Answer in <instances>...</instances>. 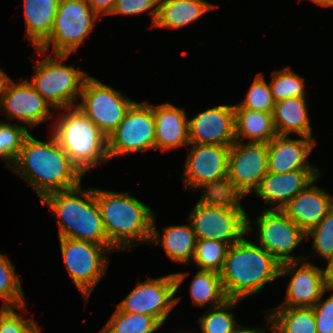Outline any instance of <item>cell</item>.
<instances>
[{"label":"cell","instance_id":"obj_20","mask_svg":"<svg viewBox=\"0 0 333 333\" xmlns=\"http://www.w3.org/2000/svg\"><path fill=\"white\" fill-rule=\"evenodd\" d=\"M320 175L281 210L305 233L317 226L333 206V197L314 185Z\"/></svg>","mask_w":333,"mask_h":333},{"label":"cell","instance_id":"obj_34","mask_svg":"<svg viewBox=\"0 0 333 333\" xmlns=\"http://www.w3.org/2000/svg\"><path fill=\"white\" fill-rule=\"evenodd\" d=\"M14 124L0 121V159L5 161L9 169L15 164L23 142L30 134L23 123Z\"/></svg>","mask_w":333,"mask_h":333},{"label":"cell","instance_id":"obj_4","mask_svg":"<svg viewBox=\"0 0 333 333\" xmlns=\"http://www.w3.org/2000/svg\"><path fill=\"white\" fill-rule=\"evenodd\" d=\"M41 202L56 215L58 238L90 241L118 251L107 239L100 216L95 188L83 190L82 186L45 195Z\"/></svg>","mask_w":333,"mask_h":333},{"label":"cell","instance_id":"obj_27","mask_svg":"<svg viewBox=\"0 0 333 333\" xmlns=\"http://www.w3.org/2000/svg\"><path fill=\"white\" fill-rule=\"evenodd\" d=\"M236 141L268 144L276 135L272 113L249 110L234 105Z\"/></svg>","mask_w":333,"mask_h":333},{"label":"cell","instance_id":"obj_38","mask_svg":"<svg viewBox=\"0 0 333 333\" xmlns=\"http://www.w3.org/2000/svg\"><path fill=\"white\" fill-rule=\"evenodd\" d=\"M41 328L32 318L26 320L18 314L14 307H1L0 333H41Z\"/></svg>","mask_w":333,"mask_h":333},{"label":"cell","instance_id":"obj_10","mask_svg":"<svg viewBox=\"0 0 333 333\" xmlns=\"http://www.w3.org/2000/svg\"><path fill=\"white\" fill-rule=\"evenodd\" d=\"M59 242L70 278L88 303L94 288L106 276L109 262L107 255L112 252L107 247L90 241L59 238Z\"/></svg>","mask_w":333,"mask_h":333},{"label":"cell","instance_id":"obj_29","mask_svg":"<svg viewBox=\"0 0 333 333\" xmlns=\"http://www.w3.org/2000/svg\"><path fill=\"white\" fill-rule=\"evenodd\" d=\"M190 294L194 305L199 307L210 303L209 308H214L228 299L220 274L207 270H198L190 283Z\"/></svg>","mask_w":333,"mask_h":333},{"label":"cell","instance_id":"obj_5","mask_svg":"<svg viewBox=\"0 0 333 333\" xmlns=\"http://www.w3.org/2000/svg\"><path fill=\"white\" fill-rule=\"evenodd\" d=\"M240 199L226 195L200 196L188 216L196 239H214L231 245L248 235L253 223Z\"/></svg>","mask_w":333,"mask_h":333},{"label":"cell","instance_id":"obj_9","mask_svg":"<svg viewBox=\"0 0 333 333\" xmlns=\"http://www.w3.org/2000/svg\"><path fill=\"white\" fill-rule=\"evenodd\" d=\"M183 173L185 190L205 189L202 195H226L228 155L231 145L190 143ZM192 145V146H191Z\"/></svg>","mask_w":333,"mask_h":333},{"label":"cell","instance_id":"obj_23","mask_svg":"<svg viewBox=\"0 0 333 333\" xmlns=\"http://www.w3.org/2000/svg\"><path fill=\"white\" fill-rule=\"evenodd\" d=\"M155 220L153 217L150 242L161 245L173 262L190 263L194 257L197 241L191 223L164 227L161 236L156 228Z\"/></svg>","mask_w":333,"mask_h":333},{"label":"cell","instance_id":"obj_7","mask_svg":"<svg viewBox=\"0 0 333 333\" xmlns=\"http://www.w3.org/2000/svg\"><path fill=\"white\" fill-rule=\"evenodd\" d=\"M35 61L32 81L28 82L55 110L74 107L80 97L86 72L63 63L70 54H53ZM79 95V96H78Z\"/></svg>","mask_w":333,"mask_h":333},{"label":"cell","instance_id":"obj_1","mask_svg":"<svg viewBox=\"0 0 333 333\" xmlns=\"http://www.w3.org/2000/svg\"><path fill=\"white\" fill-rule=\"evenodd\" d=\"M12 170L34 189L40 199L51 192L78 187L84 175L52 134L48 142L29 134Z\"/></svg>","mask_w":333,"mask_h":333},{"label":"cell","instance_id":"obj_43","mask_svg":"<svg viewBox=\"0 0 333 333\" xmlns=\"http://www.w3.org/2000/svg\"><path fill=\"white\" fill-rule=\"evenodd\" d=\"M267 318V324L270 325L267 329L268 331H270L272 333V322L271 319L267 313L266 315ZM234 333H266V328L264 329H258L256 328H250L249 326L246 328L245 326H241V324L236 328V330L234 331Z\"/></svg>","mask_w":333,"mask_h":333},{"label":"cell","instance_id":"obj_44","mask_svg":"<svg viewBox=\"0 0 333 333\" xmlns=\"http://www.w3.org/2000/svg\"><path fill=\"white\" fill-rule=\"evenodd\" d=\"M10 76L6 74L1 68H0V101L1 98L5 92V88L7 86L8 81L10 80Z\"/></svg>","mask_w":333,"mask_h":333},{"label":"cell","instance_id":"obj_33","mask_svg":"<svg viewBox=\"0 0 333 333\" xmlns=\"http://www.w3.org/2000/svg\"><path fill=\"white\" fill-rule=\"evenodd\" d=\"M229 246L228 243L214 239H197L192 262H195L200 270L220 274Z\"/></svg>","mask_w":333,"mask_h":333},{"label":"cell","instance_id":"obj_15","mask_svg":"<svg viewBox=\"0 0 333 333\" xmlns=\"http://www.w3.org/2000/svg\"><path fill=\"white\" fill-rule=\"evenodd\" d=\"M258 245L279 263L306 259L294 256L292 251L306 238V233L282 210L266 209L256 217Z\"/></svg>","mask_w":333,"mask_h":333},{"label":"cell","instance_id":"obj_13","mask_svg":"<svg viewBox=\"0 0 333 333\" xmlns=\"http://www.w3.org/2000/svg\"><path fill=\"white\" fill-rule=\"evenodd\" d=\"M155 149V119L148 101L135 102L118 127L107 136L109 159Z\"/></svg>","mask_w":333,"mask_h":333},{"label":"cell","instance_id":"obj_17","mask_svg":"<svg viewBox=\"0 0 333 333\" xmlns=\"http://www.w3.org/2000/svg\"><path fill=\"white\" fill-rule=\"evenodd\" d=\"M0 110L8 119L23 121L26 127L34 126L52 118L50 104L32 87L28 79L21 83L10 79L0 101Z\"/></svg>","mask_w":333,"mask_h":333},{"label":"cell","instance_id":"obj_26","mask_svg":"<svg viewBox=\"0 0 333 333\" xmlns=\"http://www.w3.org/2000/svg\"><path fill=\"white\" fill-rule=\"evenodd\" d=\"M26 38L37 48L51 33L60 0H23Z\"/></svg>","mask_w":333,"mask_h":333},{"label":"cell","instance_id":"obj_3","mask_svg":"<svg viewBox=\"0 0 333 333\" xmlns=\"http://www.w3.org/2000/svg\"><path fill=\"white\" fill-rule=\"evenodd\" d=\"M95 196L107 239L118 251L139 242L150 244L155 213L151 207L126 192L95 188Z\"/></svg>","mask_w":333,"mask_h":333},{"label":"cell","instance_id":"obj_25","mask_svg":"<svg viewBox=\"0 0 333 333\" xmlns=\"http://www.w3.org/2000/svg\"><path fill=\"white\" fill-rule=\"evenodd\" d=\"M216 7L219 6L206 0H159L157 18L153 27L179 29Z\"/></svg>","mask_w":333,"mask_h":333},{"label":"cell","instance_id":"obj_22","mask_svg":"<svg viewBox=\"0 0 333 333\" xmlns=\"http://www.w3.org/2000/svg\"><path fill=\"white\" fill-rule=\"evenodd\" d=\"M155 119V149L166 151L189 145L188 119L181 108L173 104L152 105Z\"/></svg>","mask_w":333,"mask_h":333},{"label":"cell","instance_id":"obj_35","mask_svg":"<svg viewBox=\"0 0 333 333\" xmlns=\"http://www.w3.org/2000/svg\"><path fill=\"white\" fill-rule=\"evenodd\" d=\"M271 93L275 102L291 97L306 96L303 77L296 74L290 67H282L273 71L270 82Z\"/></svg>","mask_w":333,"mask_h":333},{"label":"cell","instance_id":"obj_2","mask_svg":"<svg viewBox=\"0 0 333 333\" xmlns=\"http://www.w3.org/2000/svg\"><path fill=\"white\" fill-rule=\"evenodd\" d=\"M280 265L271 254L245 236L228 248L220 273L228 299L244 300L279 278Z\"/></svg>","mask_w":333,"mask_h":333},{"label":"cell","instance_id":"obj_6","mask_svg":"<svg viewBox=\"0 0 333 333\" xmlns=\"http://www.w3.org/2000/svg\"><path fill=\"white\" fill-rule=\"evenodd\" d=\"M64 110L51 133L70 160L83 174L108 162L107 136L78 107Z\"/></svg>","mask_w":333,"mask_h":333},{"label":"cell","instance_id":"obj_42","mask_svg":"<svg viewBox=\"0 0 333 333\" xmlns=\"http://www.w3.org/2000/svg\"><path fill=\"white\" fill-rule=\"evenodd\" d=\"M328 265L325 269L322 268L323 279L325 283V287L328 291L333 290V256L326 260Z\"/></svg>","mask_w":333,"mask_h":333},{"label":"cell","instance_id":"obj_16","mask_svg":"<svg viewBox=\"0 0 333 333\" xmlns=\"http://www.w3.org/2000/svg\"><path fill=\"white\" fill-rule=\"evenodd\" d=\"M286 274L292 275V278L286 289V300L278 307H313L328 291L322 268L311 262L299 260L282 263L279 277Z\"/></svg>","mask_w":333,"mask_h":333},{"label":"cell","instance_id":"obj_19","mask_svg":"<svg viewBox=\"0 0 333 333\" xmlns=\"http://www.w3.org/2000/svg\"><path fill=\"white\" fill-rule=\"evenodd\" d=\"M319 175L318 169H298L286 173L268 172L254 192L257 197L274 207L267 209L281 210Z\"/></svg>","mask_w":333,"mask_h":333},{"label":"cell","instance_id":"obj_11","mask_svg":"<svg viewBox=\"0 0 333 333\" xmlns=\"http://www.w3.org/2000/svg\"><path fill=\"white\" fill-rule=\"evenodd\" d=\"M188 274L172 273L139 282L116 308L125 313L153 316L163 325L180 300L174 296Z\"/></svg>","mask_w":333,"mask_h":333},{"label":"cell","instance_id":"obj_28","mask_svg":"<svg viewBox=\"0 0 333 333\" xmlns=\"http://www.w3.org/2000/svg\"><path fill=\"white\" fill-rule=\"evenodd\" d=\"M267 313L272 333H317L313 307H277Z\"/></svg>","mask_w":333,"mask_h":333},{"label":"cell","instance_id":"obj_31","mask_svg":"<svg viewBox=\"0 0 333 333\" xmlns=\"http://www.w3.org/2000/svg\"><path fill=\"white\" fill-rule=\"evenodd\" d=\"M15 268L7 255L0 253V298L4 301L2 307H17L27 312L26 298Z\"/></svg>","mask_w":333,"mask_h":333},{"label":"cell","instance_id":"obj_30","mask_svg":"<svg viewBox=\"0 0 333 333\" xmlns=\"http://www.w3.org/2000/svg\"><path fill=\"white\" fill-rule=\"evenodd\" d=\"M163 326L155 317L145 314H132L117 308L104 325L101 333H153Z\"/></svg>","mask_w":333,"mask_h":333},{"label":"cell","instance_id":"obj_24","mask_svg":"<svg viewBox=\"0 0 333 333\" xmlns=\"http://www.w3.org/2000/svg\"><path fill=\"white\" fill-rule=\"evenodd\" d=\"M306 98L291 97L275 102L272 116L277 135L295 132L300 137L312 138Z\"/></svg>","mask_w":333,"mask_h":333},{"label":"cell","instance_id":"obj_18","mask_svg":"<svg viewBox=\"0 0 333 333\" xmlns=\"http://www.w3.org/2000/svg\"><path fill=\"white\" fill-rule=\"evenodd\" d=\"M189 142L193 144L232 145L235 141L234 105L208 108L188 120Z\"/></svg>","mask_w":333,"mask_h":333},{"label":"cell","instance_id":"obj_32","mask_svg":"<svg viewBox=\"0 0 333 333\" xmlns=\"http://www.w3.org/2000/svg\"><path fill=\"white\" fill-rule=\"evenodd\" d=\"M241 300L227 299L222 305L208 308L198 319L202 333H234L239 326L234 313L228 312L237 307Z\"/></svg>","mask_w":333,"mask_h":333},{"label":"cell","instance_id":"obj_39","mask_svg":"<svg viewBox=\"0 0 333 333\" xmlns=\"http://www.w3.org/2000/svg\"><path fill=\"white\" fill-rule=\"evenodd\" d=\"M159 0H117L110 15H138L148 11L154 25L158 13Z\"/></svg>","mask_w":333,"mask_h":333},{"label":"cell","instance_id":"obj_37","mask_svg":"<svg viewBox=\"0 0 333 333\" xmlns=\"http://www.w3.org/2000/svg\"><path fill=\"white\" fill-rule=\"evenodd\" d=\"M309 236L313 238L314 252L325 260L333 256V206L321 222L306 233V237Z\"/></svg>","mask_w":333,"mask_h":333},{"label":"cell","instance_id":"obj_40","mask_svg":"<svg viewBox=\"0 0 333 333\" xmlns=\"http://www.w3.org/2000/svg\"><path fill=\"white\" fill-rule=\"evenodd\" d=\"M317 333H333V292L326 300H319L314 306Z\"/></svg>","mask_w":333,"mask_h":333},{"label":"cell","instance_id":"obj_41","mask_svg":"<svg viewBox=\"0 0 333 333\" xmlns=\"http://www.w3.org/2000/svg\"><path fill=\"white\" fill-rule=\"evenodd\" d=\"M93 11L100 17L110 15L117 0H86Z\"/></svg>","mask_w":333,"mask_h":333},{"label":"cell","instance_id":"obj_14","mask_svg":"<svg viewBox=\"0 0 333 333\" xmlns=\"http://www.w3.org/2000/svg\"><path fill=\"white\" fill-rule=\"evenodd\" d=\"M82 101L76 105L100 130L108 136L124 119L135 103L113 87L88 76L80 94Z\"/></svg>","mask_w":333,"mask_h":333},{"label":"cell","instance_id":"obj_21","mask_svg":"<svg viewBox=\"0 0 333 333\" xmlns=\"http://www.w3.org/2000/svg\"><path fill=\"white\" fill-rule=\"evenodd\" d=\"M276 135L268 144V172L286 173L298 169H317L306 160L315 146V139H290Z\"/></svg>","mask_w":333,"mask_h":333},{"label":"cell","instance_id":"obj_36","mask_svg":"<svg viewBox=\"0 0 333 333\" xmlns=\"http://www.w3.org/2000/svg\"><path fill=\"white\" fill-rule=\"evenodd\" d=\"M237 105L244 109L273 113L275 101L263 73L256 74L246 98Z\"/></svg>","mask_w":333,"mask_h":333},{"label":"cell","instance_id":"obj_45","mask_svg":"<svg viewBox=\"0 0 333 333\" xmlns=\"http://www.w3.org/2000/svg\"><path fill=\"white\" fill-rule=\"evenodd\" d=\"M314 4H317L319 6L323 7H332L333 6V0H311Z\"/></svg>","mask_w":333,"mask_h":333},{"label":"cell","instance_id":"obj_12","mask_svg":"<svg viewBox=\"0 0 333 333\" xmlns=\"http://www.w3.org/2000/svg\"><path fill=\"white\" fill-rule=\"evenodd\" d=\"M267 173V144L235 141L228 155L226 196L243 198L254 192Z\"/></svg>","mask_w":333,"mask_h":333},{"label":"cell","instance_id":"obj_8","mask_svg":"<svg viewBox=\"0 0 333 333\" xmlns=\"http://www.w3.org/2000/svg\"><path fill=\"white\" fill-rule=\"evenodd\" d=\"M98 15L86 0H60L50 35L37 47L40 56L74 53L98 20Z\"/></svg>","mask_w":333,"mask_h":333}]
</instances>
